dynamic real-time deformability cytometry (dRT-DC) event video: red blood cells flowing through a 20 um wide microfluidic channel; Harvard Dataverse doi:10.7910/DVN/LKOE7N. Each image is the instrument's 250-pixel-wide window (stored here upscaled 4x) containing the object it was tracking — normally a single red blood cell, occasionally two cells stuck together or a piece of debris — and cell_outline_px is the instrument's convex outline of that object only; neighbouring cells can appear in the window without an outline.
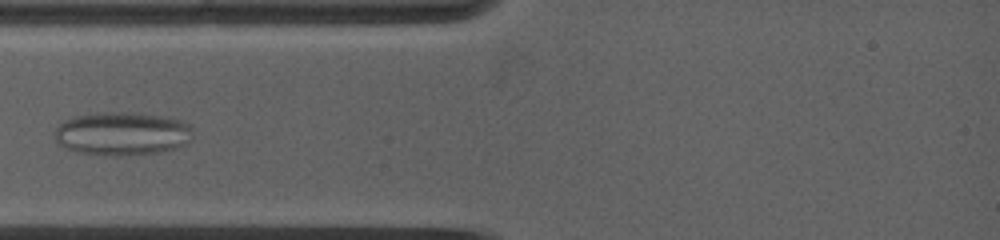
{"species": "common noctule bat (a hibernating species)", "species_latin": "Nyctalus noctula", "temperature_condition": "warm", "stored_images_in_passage": 5, "camera_frame_rate_fps": 5000, "um_per_image_px": 0.085, "animal": {"sex": "female", "body_mass_g": 19.0, "forearm_length_mm": 53.3}, "frame": {"image": 1, "passage_image": 4, "time_ms": 1.8, "image_size_px": [1000, 240], "cell_outline_px": [[192, 140], [176, 148], [160, 152], [116, 156], [112, 156], [76, 152], [64, 148], [56, 140], [56, 128], [64, 120], [76, 116], [96, 112], [132, 112], [160, 116], [180, 120], [192, 124]], "centroid_in_image_um": [10.4, 11.36], "position_along_channel_um": 74.6, "area_um2": 35.14}}